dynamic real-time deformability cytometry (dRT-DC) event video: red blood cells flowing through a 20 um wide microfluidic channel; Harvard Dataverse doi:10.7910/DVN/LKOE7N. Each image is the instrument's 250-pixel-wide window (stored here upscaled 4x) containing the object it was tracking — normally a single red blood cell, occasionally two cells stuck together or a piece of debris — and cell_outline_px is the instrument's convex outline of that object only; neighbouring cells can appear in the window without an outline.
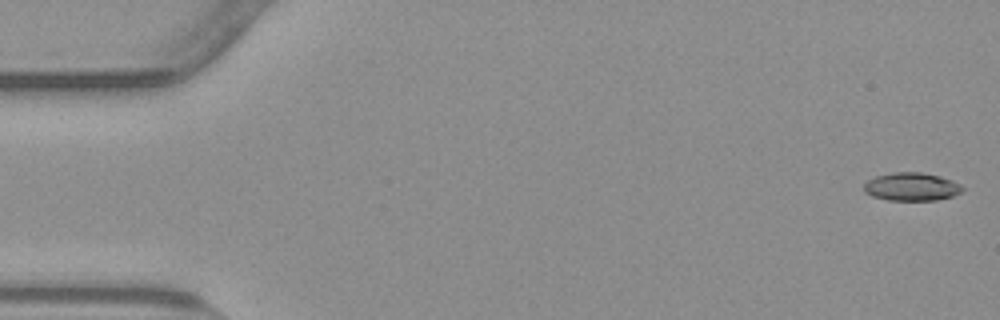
{"species": "common noctule bat (a hibernating species)", "species_latin": "Nyctalus noctula", "temperature_condition": "warm", "stored_images_in_passage": 54, "camera_frame_rate_fps": 3000, "um_per_image_px": 0.085, "animal": {"sex": "male", "body_mass_g": 23.1, "forearm_length_mm": 52.7}, "frame": {"image": 1, "passage_image": 1, "time_ms": 0.0, "image_size_px": [1000, 320], "cell_outline_px": [[964, 188], [960, 192], [952, 196], [936, 200], [888, 200], [872, 196], [864, 192], [864, 184], [868, 180], [876, 176], [892, 172], [920, 172], [940, 176], [952, 180], [960, 184]], "centroid_in_image_um": [77.47, 15.87], "position_along_channel_um": 7.5, "area_um2": 16.13}}
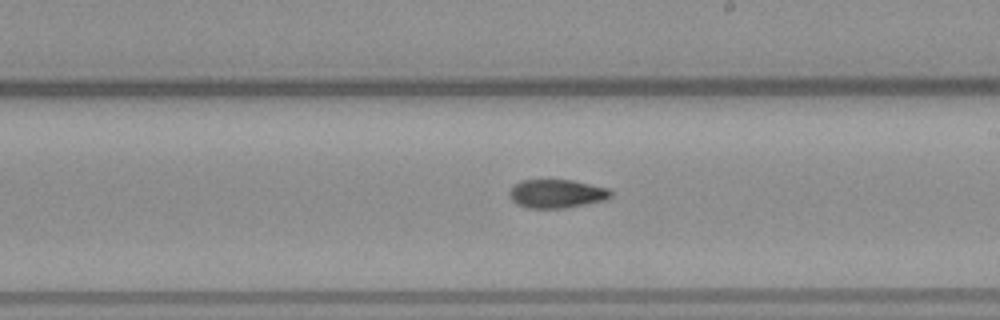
{"frame": {"image": 2, "passage_image": 31, "time_ms": 10.0, "image_size_px": [1000, 320], "cell_outline_px": [[612, 196], [604, 200], [564, 208], [528, 208], [516, 204], [512, 200], [508, 192], [512, 184], [520, 180], [572, 180], [608, 188], [612, 192]], "centroid_in_image_um": [47.27, 16.45], "position_along_channel_um": 241.7, "area_um2": 16.94}}
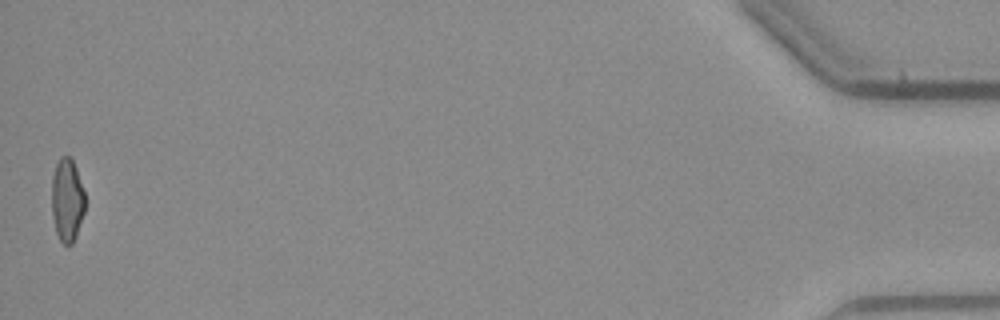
{"frame": {"image": 3, "passage_image": 54, "time_ms": 17.667, "image_size_px": [1000, 320], "cell_outline_px": [[84, 212], [76, 236], [72, 244], [64, 244], [60, 240], [56, 232], [52, 216], [52, 176], [56, 164], [60, 156], [72, 156], [84, 192]], "centroid_in_image_um": [5.69, 16.98], "position_along_channel_um": 429.5, "area_um2": 16.13}, "authors_computed_cell_mechanics": {"area_um2": 16.9643, "velocity_mm_per_s": 3.8067, "shape_relaxation_time_tau1_ms": null, "shape_relaxation_time_tau2_ms": 8.6511, "deformation_change_tau1": null, "deformation_change_tau2": 0.1629}}